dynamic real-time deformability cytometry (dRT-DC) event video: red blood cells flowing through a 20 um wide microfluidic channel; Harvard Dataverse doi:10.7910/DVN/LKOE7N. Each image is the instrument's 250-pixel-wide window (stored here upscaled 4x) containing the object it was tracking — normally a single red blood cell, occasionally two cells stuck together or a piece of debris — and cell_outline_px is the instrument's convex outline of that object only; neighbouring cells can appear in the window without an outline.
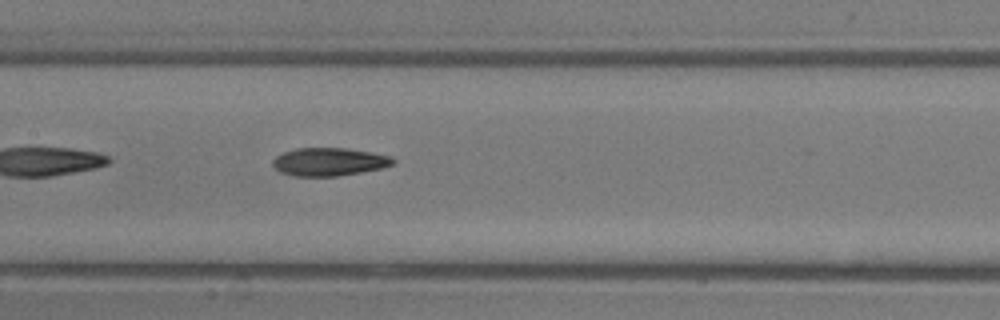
{"species": "common noctule bat (a hibernating species)", "species_latin": "Nyctalus noctula", "temperature_condition": "room temperature", "stored_images_in_passage": 21, "camera_frame_rate_fps": 3000, "um_per_image_px": 0.085, "animal": {"sex": "male", "body_mass_g": 13.3}, "frame": {"image": 1, "passage_image": 10, "time_ms": 3.0, "image_size_px": [1000, 320], "cell_outline_px": [[396, 160], [392, 164], [380, 168], [360, 172], [336, 176], [292, 176], [280, 172], [272, 164], [272, 160], [276, 156], [284, 152], [296, 148], [344, 148], [372, 152], [392, 156]], "centroid_in_image_um": [27.96, 13.75], "position_along_channel_um": 179.4, "area_um2": 19.59}}